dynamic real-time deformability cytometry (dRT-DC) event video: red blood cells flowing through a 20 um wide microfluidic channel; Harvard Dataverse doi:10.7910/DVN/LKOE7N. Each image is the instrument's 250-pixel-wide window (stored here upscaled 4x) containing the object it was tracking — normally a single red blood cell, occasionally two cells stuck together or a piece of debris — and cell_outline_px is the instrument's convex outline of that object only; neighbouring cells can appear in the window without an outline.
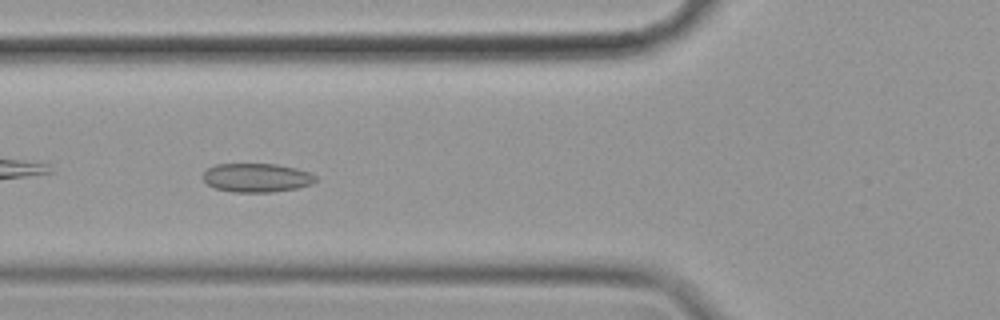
{"species": "common noctule bat (a hibernating species)", "species_latin": "Nyctalus noctula", "temperature_condition": "cold", "stored_images_in_passage": 41, "camera_frame_rate_fps": 3000, "um_per_image_px": 0.085, "animal": {"sex": "female", "body_mass_g": 19.9}, "frame": {"image": 1, "passage_image": 5, "time_ms": 1.333, "image_size_px": [1000, 320], "cell_outline_px": [[316, 180], [312, 184], [296, 188], [272, 192], [232, 192], [216, 188], [208, 184], [200, 176], [208, 168], [216, 164], [276, 164], [296, 168], [312, 172], [316, 176]], "centroid_in_image_um": [21.82, 15.1], "position_along_channel_um": 104.0, "area_um2": 19.02}}
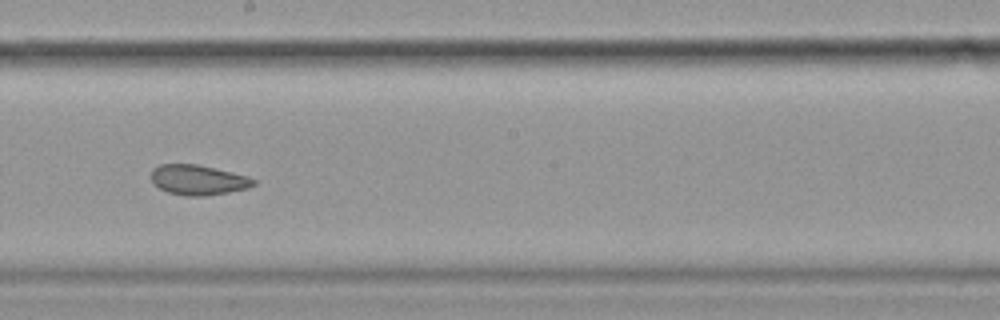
{"frame": {"image": 2, "passage_image": 16, "time_ms": 5.0, "image_size_px": [1000, 320], "cell_outline_px": [[256, 184], [248, 188], [228, 192], [204, 196], [184, 196], [168, 192], [152, 184], [152, 168], [160, 164], [196, 164], [232, 172], [248, 176], [256, 180]], "centroid_in_image_um": [16.83, 15.29], "position_along_channel_um": 231.4, "area_um2": 17.98}}
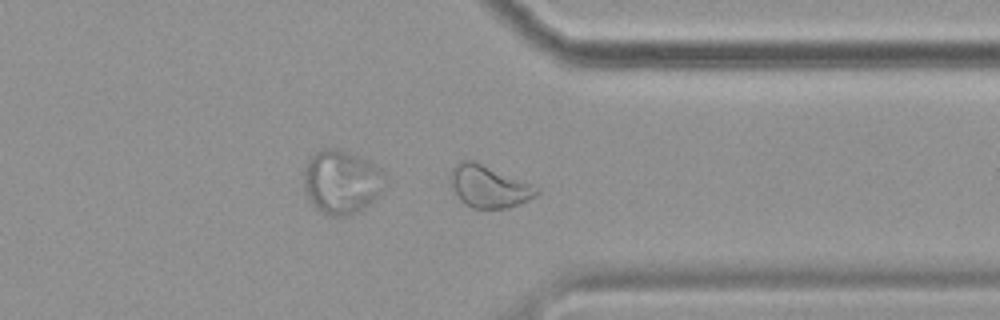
{"frame": {"image": 3, "passage_image": 28, "time_ms": 9.0, "image_size_px": [1000, 320], "cell_outline_px": [[540, 192], [536, 196], [520, 204], [508, 208], [472, 208], [460, 200], [452, 188], [448, 180], [452, 168], [460, 160], [472, 160], [532, 184], [540, 188]], "centroid_in_image_um": [41.54, 15.85], "position_along_channel_um": 369.9, "area_um2": 21.21}, "authors_computed_cell_mechanics": {"area_um2": 19.0162, "velocity_mm_per_s": 3.4788, "shape_relaxation_time_tau1_ms": null, "shape_relaxation_time_tau2_ms": 3.0956, "deformation_change_tau1": null, "deformation_change_tau2": 0.0671}}